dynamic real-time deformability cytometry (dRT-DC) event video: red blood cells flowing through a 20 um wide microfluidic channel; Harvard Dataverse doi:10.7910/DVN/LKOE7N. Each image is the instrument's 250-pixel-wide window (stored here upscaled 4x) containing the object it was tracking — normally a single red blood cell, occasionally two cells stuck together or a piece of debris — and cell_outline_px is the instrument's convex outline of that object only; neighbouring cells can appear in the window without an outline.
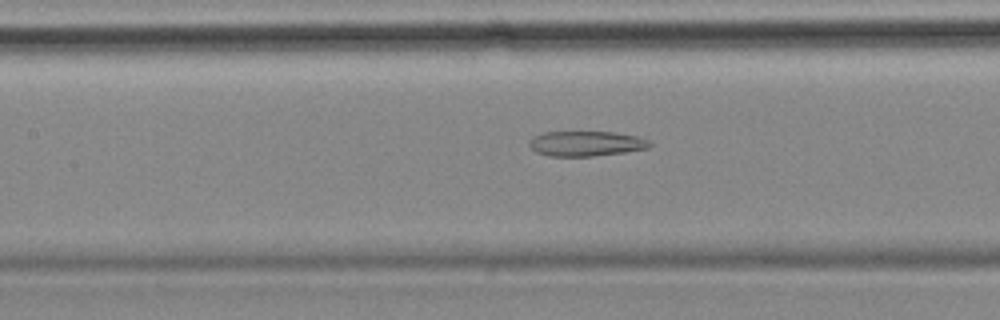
{"species": "common noctule bat (a hibernating species)", "species_latin": "Nyctalus noctula", "temperature_condition": "cold", "stored_images_in_passage": 41, "camera_frame_rate_fps": 3000, "um_per_image_px": 0.085, "animal": {"sex": "female", "body_mass_g": 18.4}, "frame": {"image": 1, "passage_image": 13, "time_ms": 4.0, "image_size_px": [1000, 320], "cell_outline_px": [[652, 144], [648, 148], [624, 152], [592, 156], [548, 156], [536, 152], [528, 144], [528, 140], [532, 136], [544, 132], [612, 132], [636, 136], [648, 140]], "centroid_in_image_um": [49.76, 12.2], "position_along_channel_um": 157.6, "area_um2": 17.57}}
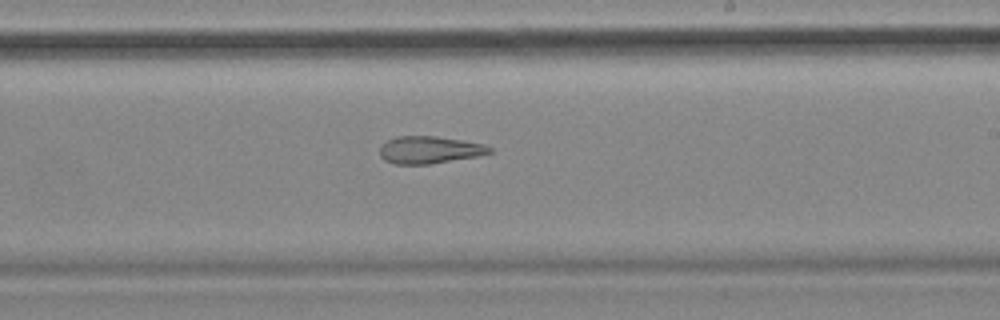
{"frame": {"image": 2, "passage_image": 21, "time_ms": 6.667, "image_size_px": [1000, 320], "cell_outline_px": [[492, 152], [476, 156], [428, 164], [396, 164], [384, 160], [380, 156], [380, 144], [396, 136], [436, 136], [484, 144], [492, 148]], "centroid_in_image_um": [36.46, 12.73], "position_along_channel_um": 252.5, "area_um2": 17.34}}
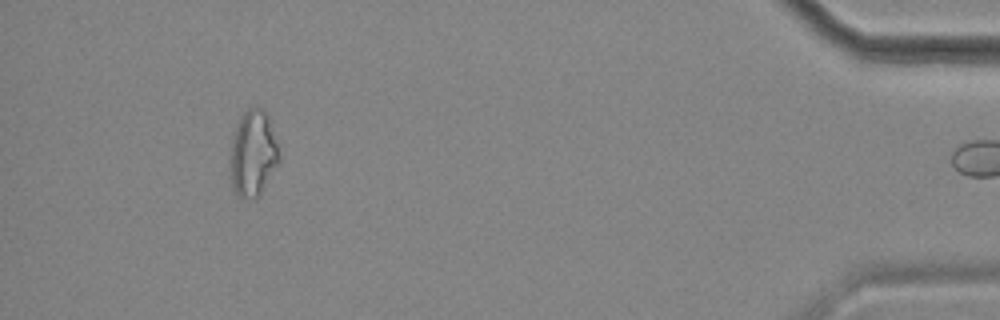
{"frame": {"image": 3, "passage_image": 40, "time_ms": 13.0, "image_size_px": [1000, 320], "cell_outline_px": [[280, 160], [260, 192], [256, 196], [240, 196], [232, 188], [232, 132], [240, 116], [248, 108], [256, 104], [264, 108], [268, 112], [280, 152]], "centroid_in_image_um": [21.54, 12.89], "position_along_channel_um": 413.7, "area_um2": 24.28}, "authors_computed_cell_mechanics": {"area_um2": 19.3052, "velocity_mm_per_s": 3.5775, "shape_relaxation_time_tau1_ms": null, "shape_relaxation_time_tau2_ms": 9.5407, "deformation_change_tau1": null, "deformation_change_tau2": 0.2403}}